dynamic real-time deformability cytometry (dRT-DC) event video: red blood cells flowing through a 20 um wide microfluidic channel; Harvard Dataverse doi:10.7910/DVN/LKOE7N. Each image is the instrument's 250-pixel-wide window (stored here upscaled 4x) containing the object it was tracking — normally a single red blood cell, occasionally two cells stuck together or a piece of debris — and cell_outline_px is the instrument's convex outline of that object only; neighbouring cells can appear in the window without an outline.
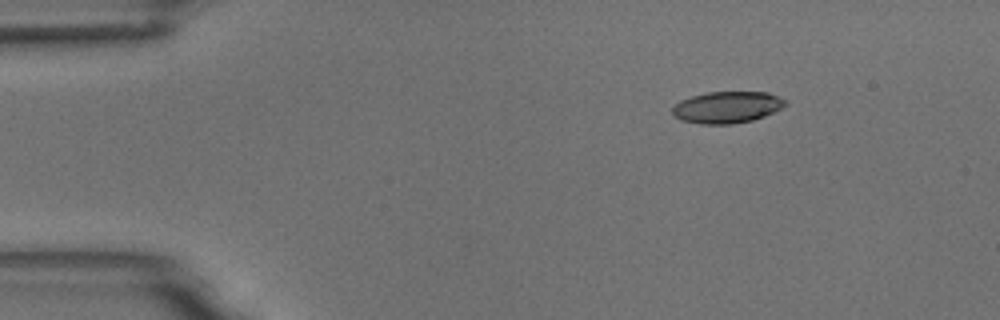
{"species": "common noctule bat (a hibernating species)", "species_latin": "Nyctalus noctula", "temperature_condition": "room temperature", "stored_images_in_passage": 3, "camera_frame_rate_fps": 3000, "um_per_image_px": 0.085, "animal": {"sex": "male", "body_mass_g": 18.8}, "frame": {"image": 1, "passage_image": 1, "time_ms": 0.0, "image_size_px": [1000, 320], "cell_outline_px": [[788, 104], [764, 116], [752, 120], [732, 124], [700, 124], [680, 120], [672, 116], [672, 108], [680, 100], [704, 92], [768, 92], [788, 100]], "centroid_in_image_um": [61.78, 9.11], "position_along_channel_um": 23.2, "area_um2": 20.98}}
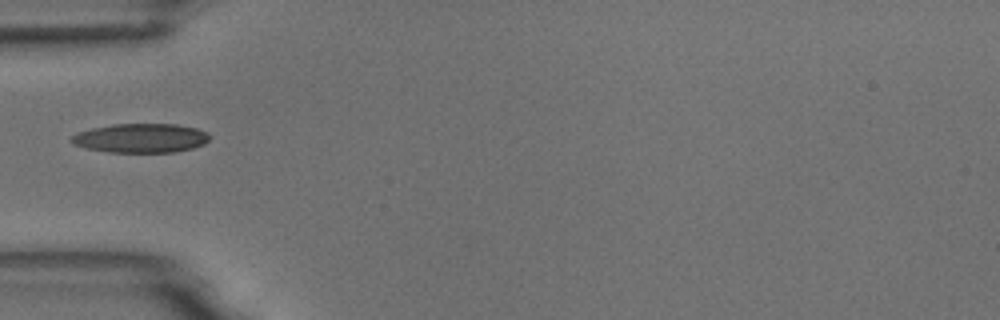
{"frame": {"image": 2, "passage_image": 3, "time_ms": 3.333, "image_size_px": [1000, 320], "cell_outline_px": [[212, 136], [204, 144], [192, 148], [176, 152], [108, 152], [88, 148], [76, 144], [68, 140], [72, 136], [80, 132], [92, 128], [112, 124], [176, 124], [196, 128], [208, 132]], "centroid_in_image_um": [12.02, 11.73], "position_along_channel_um": 73.0, "area_um2": 23.41}}